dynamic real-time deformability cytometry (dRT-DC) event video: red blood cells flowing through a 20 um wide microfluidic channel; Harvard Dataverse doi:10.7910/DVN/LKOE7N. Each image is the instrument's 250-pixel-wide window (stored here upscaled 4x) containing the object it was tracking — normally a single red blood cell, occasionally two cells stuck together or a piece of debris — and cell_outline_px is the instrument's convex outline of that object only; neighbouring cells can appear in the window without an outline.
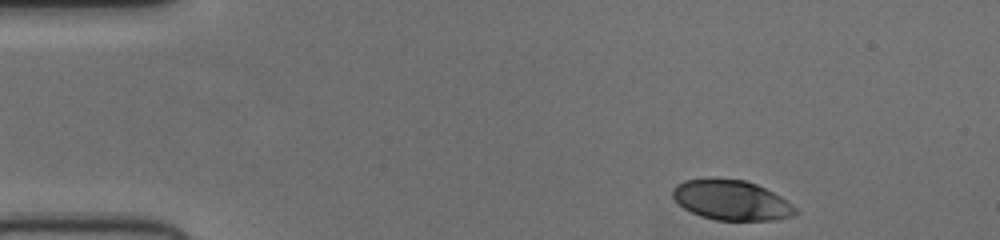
{"species": "human", "species_latin": "Homo sapiens", "temperature_condition": "cold", "stored_images_in_passage": 46, "camera_frame_rate_fps": 3000, "um_per_image_px": 0.085, "donor": {"sex": "female"}, "frame": {"image": 1, "passage_image": 1, "time_ms": 0.0, "image_size_px": [1000, 240], "cell_outline_px": [[800, 212], [796, 216], [776, 220], [716, 220], [700, 216], [684, 208], [672, 196], [672, 188], [676, 184], [684, 180], [708, 176], [716, 176], [744, 180], [756, 184], [780, 196], [792, 204]], "centroid_in_image_um": [62.16, 16.99], "position_along_channel_um": 22.8, "area_um2": 29.25}}
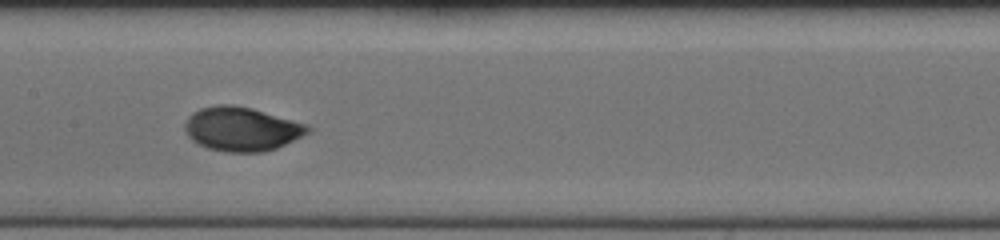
{"frame": {"image": 2, "passage_image": 20, "time_ms": 6.333, "image_size_px": [1000, 240], "cell_outline_px": [[312, 128], [308, 132], [276, 148], [264, 152], [228, 152], [208, 148], [192, 140], [188, 136], [184, 128], [184, 124], [188, 116], [192, 112], [200, 108], [216, 104], [232, 104], [252, 108], [308, 124]], "centroid_in_image_um": [20.51, 10.94], "position_along_channel_um": 186.9, "area_um2": 31.5}}
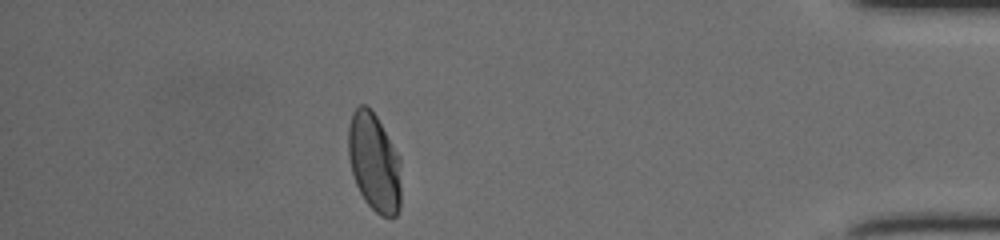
{"frame": {"image": 3, "passage_image": 40, "time_ms": 13.0, "image_size_px": [1000, 240], "cell_outline_px": [[400, 208], [396, 216], [392, 220], [388, 220], [380, 216], [364, 200], [356, 184], [352, 172], [348, 156], [348, 128], [352, 112], [360, 104], [364, 104], [376, 116], [400, 156]], "centroid_in_image_um": [31.82, 13.85], "position_along_channel_um": 403.4, "area_um2": 30.58}}